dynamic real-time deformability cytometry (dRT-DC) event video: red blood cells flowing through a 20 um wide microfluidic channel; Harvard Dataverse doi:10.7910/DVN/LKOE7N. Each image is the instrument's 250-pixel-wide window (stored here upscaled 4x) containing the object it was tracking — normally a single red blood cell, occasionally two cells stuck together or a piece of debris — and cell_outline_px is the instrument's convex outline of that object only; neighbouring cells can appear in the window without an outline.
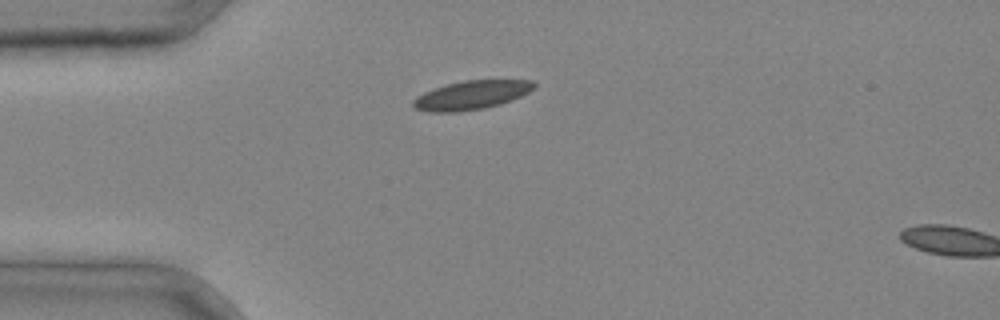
{"species": "common noctule bat (a hibernating species)", "species_latin": "Nyctalus noctula", "temperature_condition": "cold", "stored_images_in_passage": 2, "segment_of_instrument_passage": [1, 2], "camera_frame_rate_fps": 3000, "um_per_image_px": 0.085, "animal": {"sex": "male", "body_mass_g": 20.4}, "frame": {"image": 1, "passage_image": 1, "time_ms": 0.0, "image_size_px": [1000, 320], "cell_outline_px": [[536, 88], [520, 96], [500, 104], [484, 108], [460, 112], [428, 112], [416, 108], [412, 104], [412, 100], [416, 96], [424, 92], [448, 84], [464, 80], [532, 80], [536, 84]], "centroid_in_image_um": [40.07, 8.08], "position_along_channel_um": 44.9, "area_um2": 20.23}}